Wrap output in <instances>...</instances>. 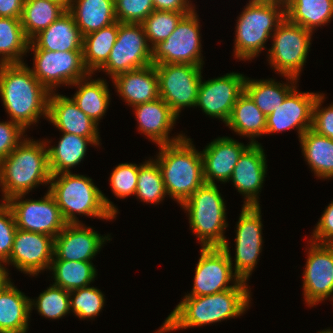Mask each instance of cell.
Returning a JSON list of instances; mask_svg holds the SVG:
<instances>
[{"label":"cell","mask_w":333,"mask_h":333,"mask_svg":"<svg viewBox=\"0 0 333 333\" xmlns=\"http://www.w3.org/2000/svg\"><path fill=\"white\" fill-rule=\"evenodd\" d=\"M245 281L234 288L204 296H184L156 333L205 326L241 316L249 309L251 292Z\"/></svg>","instance_id":"cell-1"},{"label":"cell","mask_w":333,"mask_h":333,"mask_svg":"<svg viewBox=\"0 0 333 333\" xmlns=\"http://www.w3.org/2000/svg\"><path fill=\"white\" fill-rule=\"evenodd\" d=\"M50 92L25 63L0 64V96L11 121L25 130L48 118Z\"/></svg>","instance_id":"cell-2"},{"label":"cell","mask_w":333,"mask_h":333,"mask_svg":"<svg viewBox=\"0 0 333 333\" xmlns=\"http://www.w3.org/2000/svg\"><path fill=\"white\" fill-rule=\"evenodd\" d=\"M48 191L54 197L67 224L81 223L76 216L112 220L118 208L85 175L60 173L51 175Z\"/></svg>","instance_id":"cell-3"},{"label":"cell","mask_w":333,"mask_h":333,"mask_svg":"<svg viewBox=\"0 0 333 333\" xmlns=\"http://www.w3.org/2000/svg\"><path fill=\"white\" fill-rule=\"evenodd\" d=\"M51 141H23L0 162V187L2 201L28 194L41 184L48 185L51 173L48 163L47 144Z\"/></svg>","instance_id":"cell-4"},{"label":"cell","mask_w":333,"mask_h":333,"mask_svg":"<svg viewBox=\"0 0 333 333\" xmlns=\"http://www.w3.org/2000/svg\"><path fill=\"white\" fill-rule=\"evenodd\" d=\"M191 140L159 145L156 157L167 195L180 205L205 183L202 156Z\"/></svg>","instance_id":"cell-5"},{"label":"cell","mask_w":333,"mask_h":333,"mask_svg":"<svg viewBox=\"0 0 333 333\" xmlns=\"http://www.w3.org/2000/svg\"><path fill=\"white\" fill-rule=\"evenodd\" d=\"M284 18V0H249L235 28V58L251 60L259 56Z\"/></svg>","instance_id":"cell-6"},{"label":"cell","mask_w":333,"mask_h":333,"mask_svg":"<svg viewBox=\"0 0 333 333\" xmlns=\"http://www.w3.org/2000/svg\"><path fill=\"white\" fill-rule=\"evenodd\" d=\"M181 207L188 212L190 228L202 247L225 244L226 206L217 184L204 183Z\"/></svg>","instance_id":"cell-7"},{"label":"cell","mask_w":333,"mask_h":333,"mask_svg":"<svg viewBox=\"0 0 333 333\" xmlns=\"http://www.w3.org/2000/svg\"><path fill=\"white\" fill-rule=\"evenodd\" d=\"M313 33L290 22L286 17L272 34L273 43L268 51V63L281 76L299 79L306 63Z\"/></svg>","instance_id":"cell-8"},{"label":"cell","mask_w":333,"mask_h":333,"mask_svg":"<svg viewBox=\"0 0 333 333\" xmlns=\"http://www.w3.org/2000/svg\"><path fill=\"white\" fill-rule=\"evenodd\" d=\"M199 23L195 9L186 14L175 30L152 48V64L203 66Z\"/></svg>","instance_id":"cell-9"},{"label":"cell","mask_w":333,"mask_h":333,"mask_svg":"<svg viewBox=\"0 0 333 333\" xmlns=\"http://www.w3.org/2000/svg\"><path fill=\"white\" fill-rule=\"evenodd\" d=\"M152 64L149 46L142 24L118 22V35L107 62L99 69L112 79L121 73Z\"/></svg>","instance_id":"cell-10"},{"label":"cell","mask_w":333,"mask_h":333,"mask_svg":"<svg viewBox=\"0 0 333 333\" xmlns=\"http://www.w3.org/2000/svg\"><path fill=\"white\" fill-rule=\"evenodd\" d=\"M34 52L33 75L49 91H56L61 84L72 85L90 75L83 61V50L49 51L31 49Z\"/></svg>","instance_id":"cell-11"},{"label":"cell","mask_w":333,"mask_h":333,"mask_svg":"<svg viewBox=\"0 0 333 333\" xmlns=\"http://www.w3.org/2000/svg\"><path fill=\"white\" fill-rule=\"evenodd\" d=\"M228 240L222 247H202L195 268L193 289L185 296H204L234 288L241 280L233 273ZM234 279V280H233ZM233 282V285L229 282Z\"/></svg>","instance_id":"cell-12"},{"label":"cell","mask_w":333,"mask_h":333,"mask_svg":"<svg viewBox=\"0 0 333 333\" xmlns=\"http://www.w3.org/2000/svg\"><path fill=\"white\" fill-rule=\"evenodd\" d=\"M202 67L190 64H156L159 97L179 117L185 107H195ZM183 108V109H182Z\"/></svg>","instance_id":"cell-13"},{"label":"cell","mask_w":333,"mask_h":333,"mask_svg":"<svg viewBox=\"0 0 333 333\" xmlns=\"http://www.w3.org/2000/svg\"><path fill=\"white\" fill-rule=\"evenodd\" d=\"M25 194L5 202L11 208L18 229L49 235L55 238L67 224L49 191L40 200L25 199Z\"/></svg>","instance_id":"cell-14"},{"label":"cell","mask_w":333,"mask_h":333,"mask_svg":"<svg viewBox=\"0 0 333 333\" xmlns=\"http://www.w3.org/2000/svg\"><path fill=\"white\" fill-rule=\"evenodd\" d=\"M260 205H243L236 226L234 273L247 282L262 251V221Z\"/></svg>","instance_id":"cell-15"},{"label":"cell","mask_w":333,"mask_h":333,"mask_svg":"<svg viewBox=\"0 0 333 333\" xmlns=\"http://www.w3.org/2000/svg\"><path fill=\"white\" fill-rule=\"evenodd\" d=\"M309 243L302 280L304 300L312 307L328 297L333 300V244Z\"/></svg>","instance_id":"cell-16"},{"label":"cell","mask_w":333,"mask_h":333,"mask_svg":"<svg viewBox=\"0 0 333 333\" xmlns=\"http://www.w3.org/2000/svg\"><path fill=\"white\" fill-rule=\"evenodd\" d=\"M245 79L243 74L234 72L206 81L201 79L196 107L225 124L238 97L244 92Z\"/></svg>","instance_id":"cell-17"},{"label":"cell","mask_w":333,"mask_h":333,"mask_svg":"<svg viewBox=\"0 0 333 333\" xmlns=\"http://www.w3.org/2000/svg\"><path fill=\"white\" fill-rule=\"evenodd\" d=\"M53 257V237L17 228L13 248L6 264L11 263L19 271L37 276L39 272L50 269Z\"/></svg>","instance_id":"cell-18"},{"label":"cell","mask_w":333,"mask_h":333,"mask_svg":"<svg viewBox=\"0 0 333 333\" xmlns=\"http://www.w3.org/2000/svg\"><path fill=\"white\" fill-rule=\"evenodd\" d=\"M295 87L266 118V135L296 128L298 138L312 128L314 101L319 93L298 92Z\"/></svg>","instance_id":"cell-19"},{"label":"cell","mask_w":333,"mask_h":333,"mask_svg":"<svg viewBox=\"0 0 333 333\" xmlns=\"http://www.w3.org/2000/svg\"><path fill=\"white\" fill-rule=\"evenodd\" d=\"M110 235L105 237L83 223L66 224L54 238V257L52 260L92 261Z\"/></svg>","instance_id":"cell-20"},{"label":"cell","mask_w":333,"mask_h":333,"mask_svg":"<svg viewBox=\"0 0 333 333\" xmlns=\"http://www.w3.org/2000/svg\"><path fill=\"white\" fill-rule=\"evenodd\" d=\"M264 149L260 143L251 144L240 156L229 181L240 194L245 196V206L259 205L267 165Z\"/></svg>","instance_id":"cell-21"},{"label":"cell","mask_w":333,"mask_h":333,"mask_svg":"<svg viewBox=\"0 0 333 333\" xmlns=\"http://www.w3.org/2000/svg\"><path fill=\"white\" fill-rule=\"evenodd\" d=\"M252 143L244 145L230 137H218L200 151L205 183L229 182L242 153Z\"/></svg>","instance_id":"cell-22"},{"label":"cell","mask_w":333,"mask_h":333,"mask_svg":"<svg viewBox=\"0 0 333 333\" xmlns=\"http://www.w3.org/2000/svg\"><path fill=\"white\" fill-rule=\"evenodd\" d=\"M137 118L138 129L154 143L159 145L172 144L185 137L183 134L170 138L178 116L170 106L160 97L146 103L133 106ZM170 131V132H169Z\"/></svg>","instance_id":"cell-23"},{"label":"cell","mask_w":333,"mask_h":333,"mask_svg":"<svg viewBox=\"0 0 333 333\" xmlns=\"http://www.w3.org/2000/svg\"><path fill=\"white\" fill-rule=\"evenodd\" d=\"M47 120L61 132L100 139L98 124L90 119L72 98L55 94V91L49 95Z\"/></svg>","instance_id":"cell-24"},{"label":"cell","mask_w":333,"mask_h":333,"mask_svg":"<svg viewBox=\"0 0 333 333\" xmlns=\"http://www.w3.org/2000/svg\"><path fill=\"white\" fill-rule=\"evenodd\" d=\"M29 49L49 51L83 50V36L73 15L67 10L29 42Z\"/></svg>","instance_id":"cell-25"},{"label":"cell","mask_w":333,"mask_h":333,"mask_svg":"<svg viewBox=\"0 0 333 333\" xmlns=\"http://www.w3.org/2000/svg\"><path fill=\"white\" fill-rule=\"evenodd\" d=\"M112 82L117 93L131 107L159 98L158 75L154 64L118 74Z\"/></svg>","instance_id":"cell-26"},{"label":"cell","mask_w":333,"mask_h":333,"mask_svg":"<svg viewBox=\"0 0 333 333\" xmlns=\"http://www.w3.org/2000/svg\"><path fill=\"white\" fill-rule=\"evenodd\" d=\"M62 137L55 146H48V163L51 175L70 173L71 168L84 159L87 146H99L101 139H89L75 134L62 132Z\"/></svg>","instance_id":"cell-27"},{"label":"cell","mask_w":333,"mask_h":333,"mask_svg":"<svg viewBox=\"0 0 333 333\" xmlns=\"http://www.w3.org/2000/svg\"><path fill=\"white\" fill-rule=\"evenodd\" d=\"M68 11L82 36L116 22L115 0H71Z\"/></svg>","instance_id":"cell-28"},{"label":"cell","mask_w":333,"mask_h":333,"mask_svg":"<svg viewBox=\"0 0 333 333\" xmlns=\"http://www.w3.org/2000/svg\"><path fill=\"white\" fill-rule=\"evenodd\" d=\"M30 298L10 281L0 290V332L28 330Z\"/></svg>","instance_id":"cell-29"},{"label":"cell","mask_w":333,"mask_h":333,"mask_svg":"<svg viewBox=\"0 0 333 333\" xmlns=\"http://www.w3.org/2000/svg\"><path fill=\"white\" fill-rule=\"evenodd\" d=\"M266 118L252 98L244 91L238 97L225 124L236 134L250 138V142L255 144L258 143L255 138L266 133Z\"/></svg>","instance_id":"cell-30"},{"label":"cell","mask_w":333,"mask_h":333,"mask_svg":"<svg viewBox=\"0 0 333 333\" xmlns=\"http://www.w3.org/2000/svg\"><path fill=\"white\" fill-rule=\"evenodd\" d=\"M91 77L90 74L71 85L78 88L72 99L90 119L99 125V120L105 115L110 105L111 97L106 80L99 78L93 80Z\"/></svg>","instance_id":"cell-31"},{"label":"cell","mask_w":333,"mask_h":333,"mask_svg":"<svg viewBox=\"0 0 333 333\" xmlns=\"http://www.w3.org/2000/svg\"><path fill=\"white\" fill-rule=\"evenodd\" d=\"M299 142L314 175L319 179L333 178V140L309 129L302 134Z\"/></svg>","instance_id":"cell-32"},{"label":"cell","mask_w":333,"mask_h":333,"mask_svg":"<svg viewBox=\"0 0 333 333\" xmlns=\"http://www.w3.org/2000/svg\"><path fill=\"white\" fill-rule=\"evenodd\" d=\"M285 17L292 23L315 31L333 18V0H284Z\"/></svg>","instance_id":"cell-33"},{"label":"cell","mask_w":333,"mask_h":333,"mask_svg":"<svg viewBox=\"0 0 333 333\" xmlns=\"http://www.w3.org/2000/svg\"><path fill=\"white\" fill-rule=\"evenodd\" d=\"M290 82L278 83L275 79L266 80H251L246 77L244 83V91L252 98L256 106L267 117L282 104L286 96L296 87V78L285 76Z\"/></svg>","instance_id":"cell-34"},{"label":"cell","mask_w":333,"mask_h":333,"mask_svg":"<svg viewBox=\"0 0 333 333\" xmlns=\"http://www.w3.org/2000/svg\"><path fill=\"white\" fill-rule=\"evenodd\" d=\"M118 35V21L83 36V61L90 74L107 62Z\"/></svg>","instance_id":"cell-35"},{"label":"cell","mask_w":333,"mask_h":333,"mask_svg":"<svg viewBox=\"0 0 333 333\" xmlns=\"http://www.w3.org/2000/svg\"><path fill=\"white\" fill-rule=\"evenodd\" d=\"M66 11L62 4L50 0H25L20 20L26 37L31 40Z\"/></svg>","instance_id":"cell-36"},{"label":"cell","mask_w":333,"mask_h":333,"mask_svg":"<svg viewBox=\"0 0 333 333\" xmlns=\"http://www.w3.org/2000/svg\"><path fill=\"white\" fill-rule=\"evenodd\" d=\"M92 261L52 260L50 271L54 285L67 291L90 286L95 280L97 270Z\"/></svg>","instance_id":"cell-37"},{"label":"cell","mask_w":333,"mask_h":333,"mask_svg":"<svg viewBox=\"0 0 333 333\" xmlns=\"http://www.w3.org/2000/svg\"><path fill=\"white\" fill-rule=\"evenodd\" d=\"M29 42L20 18L0 17V64L24 63Z\"/></svg>","instance_id":"cell-38"},{"label":"cell","mask_w":333,"mask_h":333,"mask_svg":"<svg viewBox=\"0 0 333 333\" xmlns=\"http://www.w3.org/2000/svg\"><path fill=\"white\" fill-rule=\"evenodd\" d=\"M167 195L162 173L157 161L149 159L139 166L136 186L137 199L150 204H159Z\"/></svg>","instance_id":"cell-39"},{"label":"cell","mask_w":333,"mask_h":333,"mask_svg":"<svg viewBox=\"0 0 333 333\" xmlns=\"http://www.w3.org/2000/svg\"><path fill=\"white\" fill-rule=\"evenodd\" d=\"M69 298V291L53 284L37 299H30V310L35 307L44 318L59 319L70 313Z\"/></svg>","instance_id":"cell-40"},{"label":"cell","mask_w":333,"mask_h":333,"mask_svg":"<svg viewBox=\"0 0 333 333\" xmlns=\"http://www.w3.org/2000/svg\"><path fill=\"white\" fill-rule=\"evenodd\" d=\"M189 13L154 10L149 14L141 23L149 46L153 48L159 42L164 41L175 30L180 20Z\"/></svg>","instance_id":"cell-41"},{"label":"cell","mask_w":333,"mask_h":333,"mask_svg":"<svg viewBox=\"0 0 333 333\" xmlns=\"http://www.w3.org/2000/svg\"><path fill=\"white\" fill-rule=\"evenodd\" d=\"M104 297L100 289L92 286L70 291V311L80 319H94L103 310Z\"/></svg>","instance_id":"cell-42"},{"label":"cell","mask_w":333,"mask_h":333,"mask_svg":"<svg viewBox=\"0 0 333 333\" xmlns=\"http://www.w3.org/2000/svg\"><path fill=\"white\" fill-rule=\"evenodd\" d=\"M139 166L140 164L120 163L113 169L109 182L115 196L124 199L136 194Z\"/></svg>","instance_id":"cell-43"},{"label":"cell","mask_w":333,"mask_h":333,"mask_svg":"<svg viewBox=\"0 0 333 333\" xmlns=\"http://www.w3.org/2000/svg\"><path fill=\"white\" fill-rule=\"evenodd\" d=\"M154 10L152 0H115V15L120 23L141 24Z\"/></svg>","instance_id":"cell-44"},{"label":"cell","mask_w":333,"mask_h":333,"mask_svg":"<svg viewBox=\"0 0 333 333\" xmlns=\"http://www.w3.org/2000/svg\"><path fill=\"white\" fill-rule=\"evenodd\" d=\"M16 230V222L11 208L6 202L0 203V261L5 264L9 261Z\"/></svg>","instance_id":"cell-45"},{"label":"cell","mask_w":333,"mask_h":333,"mask_svg":"<svg viewBox=\"0 0 333 333\" xmlns=\"http://www.w3.org/2000/svg\"><path fill=\"white\" fill-rule=\"evenodd\" d=\"M324 94L317 95L313 105L312 130L317 134L333 140V104L321 108L324 102Z\"/></svg>","instance_id":"cell-46"},{"label":"cell","mask_w":333,"mask_h":333,"mask_svg":"<svg viewBox=\"0 0 333 333\" xmlns=\"http://www.w3.org/2000/svg\"><path fill=\"white\" fill-rule=\"evenodd\" d=\"M26 130L14 121L0 122V162L22 141Z\"/></svg>","instance_id":"cell-47"},{"label":"cell","mask_w":333,"mask_h":333,"mask_svg":"<svg viewBox=\"0 0 333 333\" xmlns=\"http://www.w3.org/2000/svg\"><path fill=\"white\" fill-rule=\"evenodd\" d=\"M311 236L313 242L333 244V201L325 208Z\"/></svg>","instance_id":"cell-48"},{"label":"cell","mask_w":333,"mask_h":333,"mask_svg":"<svg viewBox=\"0 0 333 333\" xmlns=\"http://www.w3.org/2000/svg\"><path fill=\"white\" fill-rule=\"evenodd\" d=\"M157 11L191 12L195 7L188 0H152Z\"/></svg>","instance_id":"cell-49"},{"label":"cell","mask_w":333,"mask_h":333,"mask_svg":"<svg viewBox=\"0 0 333 333\" xmlns=\"http://www.w3.org/2000/svg\"><path fill=\"white\" fill-rule=\"evenodd\" d=\"M25 0H0V17L21 18Z\"/></svg>","instance_id":"cell-50"},{"label":"cell","mask_w":333,"mask_h":333,"mask_svg":"<svg viewBox=\"0 0 333 333\" xmlns=\"http://www.w3.org/2000/svg\"><path fill=\"white\" fill-rule=\"evenodd\" d=\"M2 263L4 264V262L0 261V290L11 281L8 276L9 273Z\"/></svg>","instance_id":"cell-51"},{"label":"cell","mask_w":333,"mask_h":333,"mask_svg":"<svg viewBox=\"0 0 333 333\" xmlns=\"http://www.w3.org/2000/svg\"><path fill=\"white\" fill-rule=\"evenodd\" d=\"M50 1L62 4L68 10L71 0H50Z\"/></svg>","instance_id":"cell-52"},{"label":"cell","mask_w":333,"mask_h":333,"mask_svg":"<svg viewBox=\"0 0 333 333\" xmlns=\"http://www.w3.org/2000/svg\"><path fill=\"white\" fill-rule=\"evenodd\" d=\"M318 333H333V330H331V329H325V330H322V331H320Z\"/></svg>","instance_id":"cell-53"},{"label":"cell","mask_w":333,"mask_h":333,"mask_svg":"<svg viewBox=\"0 0 333 333\" xmlns=\"http://www.w3.org/2000/svg\"><path fill=\"white\" fill-rule=\"evenodd\" d=\"M0 333H27V331H24V332H0Z\"/></svg>","instance_id":"cell-54"}]
</instances>
